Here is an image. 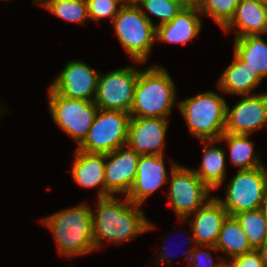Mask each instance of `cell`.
<instances>
[{
	"label": "cell",
	"instance_id": "obj_32",
	"mask_svg": "<svg viewBox=\"0 0 267 267\" xmlns=\"http://www.w3.org/2000/svg\"><path fill=\"white\" fill-rule=\"evenodd\" d=\"M189 237H190V239H191V241H190V244H192L193 245V243L192 242H194V244L196 245V241H195V238H194V235H193V232L189 235L188 234V240H190L189 239ZM163 249V251L164 250H166V248L164 249V248H162ZM161 252L160 253V257H159V260L158 261H155V263H156V265L158 266L160 263L162 264V263H164L165 265L166 264H168V258H169V251H165V252ZM192 251H193V248H191V250H188V251H185L183 254L184 255H187L186 256V258H185V260H186V262H187V265H188V262L191 260V258H192Z\"/></svg>",
	"mask_w": 267,
	"mask_h": 267
},
{
	"label": "cell",
	"instance_id": "obj_27",
	"mask_svg": "<svg viewBox=\"0 0 267 267\" xmlns=\"http://www.w3.org/2000/svg\"><path fill=\"white\" fill-rule=\"evenodd\" d=\"M44 8L67 22L83 24L89 19L86 0H54Z\"/></svg>",
	"mask_w": 267,
	"mask_h": 267
},
{
	"label": "cell",
	"instance_id": "obj_34",
	"mask_svg": "<svg viewBox=\"0 0 267 267\" xmlns=\"http://www.w3.org/2000/svg\"><path fill=\"white\" fill-rule=\"evenodd\" d=\"M52 1H54V0H33V3L34 4H41L44 8Z\"/></svg>",
	"mask_w": 267,
	"mask_h": 267
},
{
	"label": "cell",
	"instance_id": "obj_18",
	"mask_svg": "<svg viewBox=\"0 0 267 267\" xmlns=\"http://www.w3.org/2000/svg\"><path fill=\"white\" fill-rule=\"evenodd\" d=\"M200 15L198 7L185 6L172 21L156 26L155 40L182 44L193 41L201 31Z\"/></svg>",
	"mask_w": 267,
	"mask_h": 267
},
{
	"label": "cell",
	"instance_id": "obj_36",
	"mask_svg": "<svg viewBox=\"0 0 267 267\" xmlns=\"http://www.w3.org/2000/svg\"><path fill=\"white\" fill-rule=\"evenodd\" d=\"M254 1L267 5V0H254Z\"/></svg>",
	"mask_w": 267,
	"mask_h": 267
},
{
	"label": "cell",
	"instance_id": "obj_3",
	"mask_svg": "<svg viewBox=\"0 0 267 267\" xmlns=\"http://www.w3.org/2000/svg\"><path fill=\"white\" fill-rule=\"evenodd\" d=\"M173 78L164 67L140 70L135 86L131 117L169 118L176 101Z\"/></svg>",
	"mask_w": 267,
	"mask_h": 267
},
{
	"label": "cell",
	"instance_id": "obj_11",
	"mask_svg": "<svg viewBox=\"0 0 267 267\" xmlns=\"http://www.w3.org/2000/svg\"><path fill=\"white\" fill-rule=\"evenodd\" d=\"M99 73L83 61L71 60L52 81L50 88L69 99L94 101Z\"/></svg>",
	"mask_w": 267,
	"mask_h": 267
},
{
	"label": "cell",
	"instance_id": "obj_4",
	"mask_svg": "<svg viewBox=\"0 0 267 267\" xmlns=\"http://www.w3.org/2000/svg\"><path fill=\"white\" fill-rule=\"evenodd\" d=\"M226 104L221 95L206 91L185 98L177 105L193 135L199 140H218L225 132Z\"/></svg>",
	"mask_w": 267,
	"mask_h": 267
},
{
	"label": "cell",
	"instance_id": "obj_16",
	"mask_svg": "<svg viewBox=\"0 0 267 267\" xmlns=\"http://www.w3.org/2000/svg\"><path fill=\"white\" fill-rule=\"evenodd\" d=\"M193 221L188 224L193 231L196 245L215 246L223 221L228 216L223 205L212 196L203 206L193 214Z\"/></svg>",
	"mask_w": 267,
	"mask_h": 267
},
{
	"label": "cell",
	"instance_id": "obj_37",
	"mask_svg": "<svg viewBox=\"0 0 267 267\" xmlns=\"http://www.w3.org/2000/svg\"><path fill=\"white\" fill-rule=\"evenodd\" d=\"M0 105H1V104H0ZM2 109H3L4 111H6V110H7V109H5V108H4V106H3V107H2V106H0V117H1V114H4V111H3ZM2 111H3V112H2Z\"/></svg>",
	"mask_w": 267,
	"mask_h": 267
},
{
	"label": "cell",
	"instance_id": "obj_39",
	"mask_svg": "<svg viewBox=\"0 0 267 267\" xmlns=\"http://www.w3.org/2000/svg\"><path fill=\"white\" fill-rule=\"evenodd\" d=\"M222 267H231L227 262Z\"/></svg>",
	"mask_w": 267,
	"mask_h": 267
},
{
	"label": "cell",
	"instance_id": "obj_2",
	"mask_svg": "<svg viewBox=\"0 0 267 267\" xmlns=\"http://www.w3.org/2000/svg\"><path fill=\"white\" fill-rule=\"evenodd\" d=\"M40 221L53 234L61 256L70 258L95 250L92 209L85 202L60 210Z\"/></svg>",
	"mask_w": 267,
	"mask_h": 267
},
{
	"label": "cell",
	"instance_id": "obj_23",
	"mask_svg": "<svg viewBox=\"0 0 267 267\" xmlns=\"http://www.w3.org/2000/svg\"><path fill=\"white\" fill-rule=\"evenodd\" d=\"M246 134H231L224 132L218 142L225 141L230 151V162L239 170L253 169L265 166L255 153L254 143Z\"/></svg>",
	"mask_w": 267,
	"mask_h": 267
},
{
	"label": "cell",
	"instance_id": "obj_29",
	"mask_svg": "<svg viewBox=\"0 0 267 267\" xmlns=\"http://www.w3.org/2000/svg\"><path fill=\"white\" fill-rule=\"evenodd\" d=\"M89 20L100 21L102 18H113L118 14L120 9L125 5L120 0H86Z\"/></svg>",
	"mask_w": 267,
	"mask_h": 267
},
{
	"label": "cell",
	"instance_id": "obj_10",
	"mask_svg": "<svg viewBox=\"0 0 267 267\" xmlns=\"http://www.w3.org/2000/svg\"><path fill=\"white\" fill-rule=\"evenodd\" d=\"M139 71L132 66L99 73L94 103L99 109L130 113Z\"/></svg>",
	"mask_w": 267,
	"mask_h": 267
},
{
	"label": "cell",
	"instance_id": "obj_31",
	"mask_svg": "<svg viewBox=\"0 0 267 267\" xmlns=\"http://www.w3.org/2000/svg\"><path fill=\"white\" fill-rule=\"evenodd\" d=\"M267 261V251L253 249L250 252L238 255L226 262L231 267H265Z\"/></svg>",
	"mask_w": 267,
	"mask_h": 267
},
{
	"label": "cell",
	"instance_id": "obj_38",
	"mask_svg": "<svg viewBox=\"0 0 267 267\" xmlns=\"http://www.w3.org/2000/svg\"><path fill=\"white\" fill-rule=\"evenodd\" d=\"M138 0H128V4L136 3Z\"/></svg>",
	"mask_w": 267,
	"mask_h": 267
},
{
	"label": "cell",
	"instance_id": "obj_26",
	"mask_svg": "<svg viewBox=\"0 0 267 267\" xmlns=\"http://www.w3.org/2000/svg\"><path fill=\"white\" fill-rule=\"evenodd\" d=\"M134 4L155 27L172 21L185 7L182 0H138ZM145 9L160 19L158 25L153 23Z\"/></svg>",
	"mask_w": 267,
	"mask_h": 267
},
{
	"label": "cell",
	"instance_id": "obj_30",
	"mask_svg": "<svg viewBox=\"0 0 267 267\" xmlns=\"http://www.w3.org/2000/svg\"><path fill=\"white\" fill-rule=\"evenodd\" d=\"M200 247V249L198 248ZM201 247H204L201 249ZM207 248V249H206ZM210 251L217 252L215 246H199L194 245L192 251V258L188 263L189 267H222L227 259L223 258V260L214 261L213 256Z\"/></svg>",
	"mask_w": 267,
	"mask_h": 267
},
{
	"label": "cell",
	"instance_id": "obj_19",
	"mask_svg": "<svg viewBox=\"0 0 267 267\" xmlns=\"http://www.w3.org/2000/svg\"><path fill=\"white\" fill-rule=\"evenodd\" d=\"M237 28L235 38L267 33V5L254 0H240L235 14L223 28L228 33Z\"/></svg>",
	"mask_w": 267,
	"mask_h": 267
},
{
	"label": "cell",
	"instance_id": "obj_40",
	"mask_svg": "<svg viewBox=\"0 0 267 267\" xmlns=\"http://www.w3.org/2000/svg\"><path fill=\"white\" fill-rule=\"evenodd\" d=\"M122 1L124 4H128V0H120Z\"/></svg>",
	"mask_w": 267,
	"mask_h": 267
},
{
	"label": "cell",
	"instance_id": "obj_33",
	"mask_svg": "<svg viewBox=\"0 0 267 267\" xmlns=\"http://www.w3.org/2000/svg\"><path fill=\"white\" fill-rule=\"evenodd\" d=\"M204 0H182L185 6L199 7Z\"/></svg>",
	"mask_w": 267,
	"mask_h": 267
},
{
	"label": "cell",
	"instance_id": "obj_13",
	"mask_svg": "<svg viewBox=\"0 0 267 267\" xmlns=\"http://www.w3.org/2000/svg\"><path fill=\"white\" fill-rule=\"evenodd\" d=\"M139 157L127 145L105 154V188L111 195H128L136 179Z\"/></svg>",
	"mask_w": 267,
	"mask_h": 267
},
{
	"label": "cell",
	"instance_id": "obj_15",
	"mask_svg": "<svg viewBox=\"0 0 267 267\" xmlns=\"http://www.w3.org/2000/svg\"><path fill=\"white\" fill-rule=\"evenodd\" d=\"M164 155H140L135 182L127 198L136 205L143 202L169 180Z\"/></svg>",
	"mask_w": 267,
	"mask_h": 267
},
{
	"label": "cell",
	"instance_id": "obj_8",
	"mask_svg": "<svg viewBox=\"0 0 267 267\" xmlns=\"http://www.w3.org/2000/svg\"><path fill=\"white\" fill-rule=\"evenodd\" d=\"M168 204L182 222L188 219L209 199L211 189L202 182L193 169L171 161Z\"/></svg>",
	"mask_w": 267,
	"mask_h": 267
},
{
	"label": "cell",
	"instance_id": "obj_21",
	"mask_svg": "<svg viewBox=\"0 0 267 267\" xmlns=\"http://www.w3.org/2000/svg\"><path fill=\"white\" fill-rule=\"evenodd\" d=\"M200 142L204 145L203 159L199 169H193V171L213 191L219 189L225 180L226 151L220 147L210 146L218 140H201Z\"/></svg>",
	"mask_w": 267,
	"mask_h": 267
},
{
	"label": "cell",
	"instance_id": "obj_1",
	"mask_svg": "<svg viewBox=\"0 0 267 267\" xmlns=\"http://www.w3.org/2000/svg\"><path fill=\"white\" fill-rule=\"evenodd\" d=\"M114 197L97 198V210L92 211L95 250L102 247L104 240L115 244L124 243L155 227L147 220L140 205L132 203L127 196L121 201Z\"/></svg>",
	"mask_w": 267,
	"mask_h": 267
},
{
	"label": "cell",
	"instance_id": "obj_35",
	"mask_svg": "<svg viewBox=\"0 0 267 267\" xmlns=\"http://www.w3.org/2000/svg\"><path fill=\"white\" fill-rule=\"evenodd\" d=\"M262 211L264 213L266 225H267V198H266L264 204L262 205Z\"/></svg>",
	"mask_w": 267,
	"mask_h": 267
},
{
	"label": "cell",
	"instance_id": "obj_28",
	"mask_svg": "<svg viewBox=\"0 0 267 267\" xmlns=\"http://www.w3.org/2000/svg\"><path fill=\"white\" fill-rule=\"evenodd\" d=\"M240 0H204L198 7L201 16L207 15L223 29L233 18Z\"/></svg>",
	"mask_w": 267,
	"mask_h": 267
},
{
	"label": "cell",
	"instance_id": "obj_5",
	"mask_svg": "<svg viewBox=\"0 0 267 267\" xmlns=\"http://www.w3.org/2000/svg\"><path fill=\"white\" fill-rule=\"evenodd\" d=\"M114 32L127 52L136 63L147 61L156 42V27L144 16L134 3L125 4L112 21Z\"/></svg>",
	"mask_w": 267,
	"mask_h": 267
},
{
	"label": "cell",
	"instance_id": "obj_6",
	"mask_svg": "<svg viewBox=\"0 0 267 267\" xmlns=\"http://www.w3.org/2000/svg\"><path fill=\"white\" fill-rule=\"evenodd\" d=\"M265 167L238 170L225 187V199L216 197L228 216L262 208L267 198V169Z\"/></svg>",
	"mask_w": 267,
	"mask_h": 267
},
{
	"label": "cell",
	"instance_id": "obj_25",
	"mask_svg": "<svg viewBox=\"0 0 267 267\" xmlns=\"http://www.w3.org/2000/svg\"><path fill=\"white\" fill-rule=\"evenodd\" d=\"M254 249L267 251V225L262 208L234 215Z\"/></svg>",
	"mask_w": 267,
	"mask_h": 267
},
{
	"label": "cell",
	"instance_id": "obj_12",
	"mask_svg": "<svg viewBox=\"0 0 267 267\" xmlns=\"http://www.w3.org/2000/svg\"><path fill=\"white\" fill-rule=\"evenodd\" d=\"M242 97L232 108L226 104L225 132L251 135L267 126V92Z\"/></svg>",
	"mask_w": 267,
	"mask_h": 267
},
{
	"label": "cell",
	"instance_id": "obj_17",
	"mask_svg": "<svg viewBox=\"0 0 267 267\" xmlns=\"http://www.w3.org/2000/svg\"><path fill=\"white\" fill-rule=\"evenodd\" d=\"M72 167L74 181L84 188L99 186L97 198L110 196L105 188V154L75 150Z\"/></svg>",
	"mask_w": 267,
	"mask_h": 267
},
{
	"label": "cell",
	"instance_id": "obj_9",
	"mask_svg": "<svg viewBox=\"0 0 267 267\" xmlns=\"http://www.w3.org/2000/svg\"><path fill=\"white\" fill-rule=\"evenodd\" d=\"M48 89V106L52 119L78 146L87 136L99 108L94 101L69 99L50 87Z\"/></svg>",
	"mask_w": 267,
	"mask_h": 267
},
{
	"label": "cell",
	"instance_id": "obj_7",
	"mask_svg": "<svg viewBox=\"0 0 267 267\" xmlns=\"http://www.w3.org/2000/svg\"><path fill=\"white\" fill-rule=\"evenodd\" d=\"M130 114L98 109L87 136L77 150L107 154L127 144Z\"/></svg>",
	"mask_w": 267,
	"mask_h": 267
},
{
	"label": "cell",
	"instance_id": "obj_24",
	"mask_svg": "<svg viewBox=\"0 0 267 267\" xmlns=\"http://www.w3.org/2000/svg\"><path fill=\"white\" fill-rule=\"evenodd\" d=\"M215 247L231 259L254 249L234 216H227L223 221Z\"/></svg>",
	"mask_w": 267,
	"mask_h": 267
},
{
	"label": "cell",
	"instance_id": "obj_20",
	"mask_svg": "<svg viewBox=\"0 0 267 267\" xmlns=\"http://www.w3.org/2000/svg\"><path fill=\"white\" fill-rule=\"evenodd\" d=\"M233 61L218 79L217 87L225 94L253 95L262 78L253 71L234 51ZM252 93V94H251Z\"/></svg>",
	"mask_w": 267,
	"mask_h": 267
},
{
	"label": "cell",
	"instance_id": "obj_22",
	"mask_svg": "<svg viewBox=\"0 0 267 267\" xmlns=\"http://www.w3.org/2000/svg\"><path fill=\"white\" fill-rule=\"evenodd\" d=\"M234 52L264 79L267 76V42L261 35L234 38Z\"/></svg>",
	"mask_w": 267,
	"mask_h": 267
},
{
	"label": "cell",
	"instance_id": "obj_14",
	"mask_svg": "<svg viewBox=\"0 0 267 267\" xmlns=\"http://www.w3.org/2000/svg\"><path fill=\"white\" fill-rule=\"evenodd\" d=\"M168 124V118L131 117L126 145L140 155L163 156Z\"/></svg>",
	"mask_w": 267,
	"mask_h": 267
}]
</instances>
